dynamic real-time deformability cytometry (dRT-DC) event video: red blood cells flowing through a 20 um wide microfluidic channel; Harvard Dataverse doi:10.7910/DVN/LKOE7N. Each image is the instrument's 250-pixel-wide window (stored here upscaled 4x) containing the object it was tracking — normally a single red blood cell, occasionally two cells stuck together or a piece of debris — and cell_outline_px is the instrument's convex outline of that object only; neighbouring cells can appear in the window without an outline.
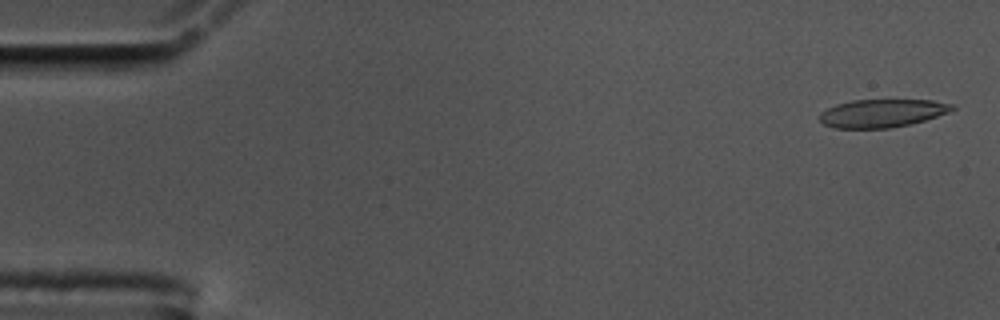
{"species": "common noctule bat (a hibernating species)", "species_latin": "Nyctalus noctula", "temperature_condition": "cold", "stored_images_in_passage": 56, "camera_frame_rate_fps": 3000, "um_per_image_px": 0.085, "animal": {"sex": "male", "body_mass_g": 17.5, "forearm_length_mm": 52.3}, "frame": {"image": 1, "passage_image": 2, "time_ms": 0.333, "image_size_px": [1000, 320], "cell_outline_px": [[956, 108], [948, 112], [924, 120], [908, 124], [888, 128], [832, 128], [824, 124], [820, 120], [820, 112], [836, 104], [852, 100], [932, 100], [956, 104]], "centroid_in_image_um": [74.98, 9.61], "position_along_channel_um": 10.0, "area_um2": 21.62}}
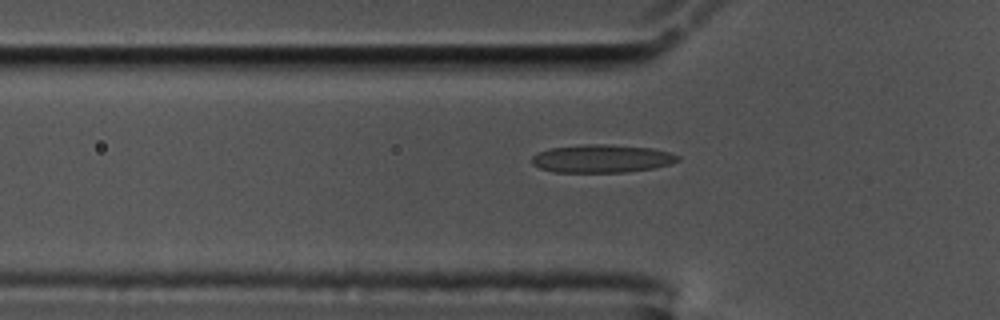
{"frame": {"image": 2, "passage_image": 18, "time_ms": 5.667, "image_size_px": [1000, 320], "cell_outline_px": [[680, 160], [656, 168], [624, 172], [552, 172], [540, 168], [532, 164], [532, 156], [548, 148], [584, 144], [608, 144], [652, 148], [668, 152], [680, 156]], "centroid_in_image_um": [51.14, 13.48], "position_along_channel_um": 74.7, "area_um2": 23.93}}
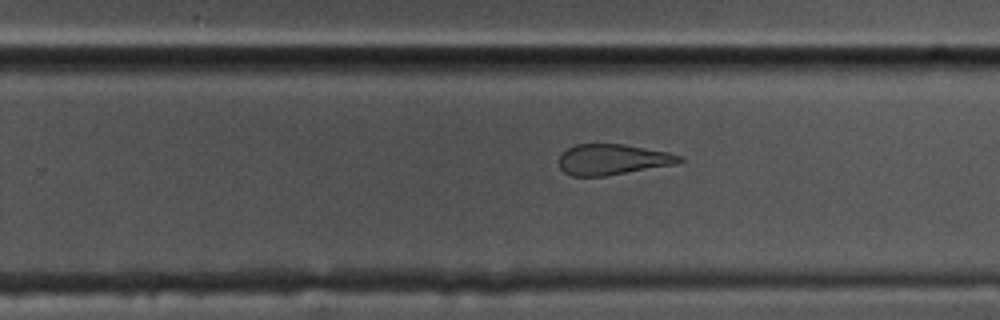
{"frame": {"image": 3, "passage_image": 35, "time_ms": 11.333, "image_size_px": [1000, 320], "cell_outline_px": [[684, 160], [676, 164], [604, 176], [572, 176], [564, 172], [560, 168], [560, 156], [568, 148], [576, 144], [624, 144], [668, 152], [684, 156]], "centroid_in_image_um": [52.1, 13.55], "position_along_channel_um": 277.7, "area_um2": 21.44}, "authors_computed_cell_mechanics": {"area_um2": 23.2067, "velocity_mm_per_s": 3.5824, "shape_relaxation_time_tau1_ms": null, "shape_relaxation_time_tau2_ms": 1.6595, "deformation_change_tau1": null, "deformation_change_tau2": 0.1227}}